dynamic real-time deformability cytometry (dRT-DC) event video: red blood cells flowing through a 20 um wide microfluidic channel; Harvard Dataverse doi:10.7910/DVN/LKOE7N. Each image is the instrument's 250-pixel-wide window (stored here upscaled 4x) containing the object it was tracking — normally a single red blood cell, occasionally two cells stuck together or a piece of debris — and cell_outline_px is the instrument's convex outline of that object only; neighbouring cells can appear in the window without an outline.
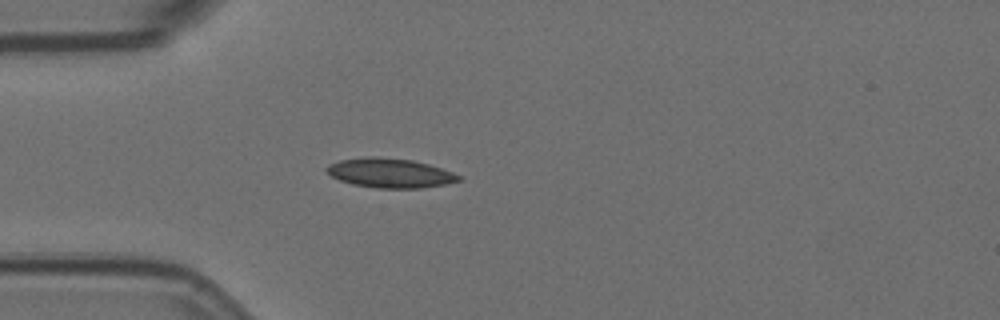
{"species": "Egyptian fruit bat (a non-hibernating species)", "species_latin": "Rousettus aegyptiacus", "temperature_condition": "room temperature", "stored_images_in_passage": 4, "camera_frame_rate_fps": 3000, "um_per_image_px": 0.085, "animal": {"sex": "female"}, "frame": {"image": 1, "passage_image": 4, "time_ms": 1.0, "image_size_px": [1000, 320], "cell_outline_px": [[464, 180], [444, 184], [420, 188], [376, 188], [352, 184], [340, 180], [332, 176], [324, 168], [328, 164], [340, 160], [364, 156], [376, 156], [412, 160], [428, 164], [464, 176]], "centroid_in_image_um": [33.16, 14.7], "position_along_channel_um": 51.8, "area_um2": 22.77}}